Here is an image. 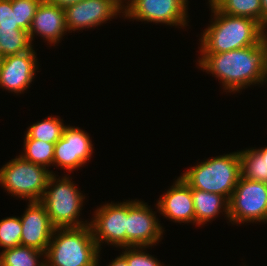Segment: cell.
Masks as SVG:
<instances>
[{"label":"cell","mask_w":267,"mask_h":266,"mask_svg":"<svg viewBox=\"0 0 267 266\" xmlns=\"http://www.w3.org/2000/svg\"><path fill=\"white\" fill-rule=\"evenodd\" d=\"M200 55L199 68L217 77L225 92L235 93L250 85H263L267 69V37L254 46Z\"/></svg>","instance_id":"1"},{"label":"cell","mask_w":267,"mask_h":266,"mask_svg":"<svg viewBox=\"0 0 267 266\" xmlns=\"http://www.w3.org/2000/svg\"><path fill=\"white\" fill-rule=\"evenodd\" d=\"M209 4L213 18L199 39L201 54L223 53L254 46L267 37V30L259 22L221 13L211 2Z\"/></svg>","instance_id":"2"},{"label":"cell","mask_w":267,"mask_h":266,"mask_svg":"<svg viewBox=\"0 0 267 266\" xmlns=\"http://www.w3.org/2000/svg\"><path fill=\"white\" fill-rule=\"evenodd\" d=\"M99 253L89 224L55 228L45 252V266H99Z\"/></svg>","instance_id":"3"},{"label":"cell","mask_w":267,"mask_h":266,"mask_svg":"<svg viewBox=\"0 0 267 266\" xmlns=\"http://www.w3.org/2000/svg\"><path fill=\"white\" fill-rule=\"evenodd\" d=\"M204 161L190 167L180 177L191 188L220 194L229 201L241 177L239 151Z\"/></svg>","instance_id":"4"},{"label":"cell","mask_w":267,"mask_h":266,"mask_svg":"<svg viewBox=\"0 0 267 266\" xmlns=\"http://www.w3.org/2000/svg\"><path fill=\"white\" fill-rule=\"evenodd\" d=\"M69 176L60 179L55 173L49 176L47 186L40 202L49 215L51 224L55 228L82 227L88 221L79 220L85 195L77 188ZM87 222V223H85Z\"/></svg>","instance_id":"5"},{"label":"cell","mask_w":267,"mask_h":266,"mask_svg":"<svg viewBox=\"0 0 267 266\" xmlns=\"http://www.w3.org/2000/svg\"><path fill=\"white\" fill-rule=\"evenodd\" d=\"M51 174L54 172L19 155L0 168V185L15 197L40 201Z\"/></svg>","instance_id":"6"},{"label":"cell","mask_w":267,"mask_h":266,"mask_svg":"<svg viewBox=\"0 0 267 266\" xmlns=\"http://www.w3.org/2000/svg\"><path fill=\"white\" fill-rule=\"evenodd\" d=\"M229 222H267V183L240 177L229 201Z\"/></svg>","instance_id":"7"},{"label":"cell","mask_w":267,"mask_h":266,"mask_svg":"<svg viewBox=\"0 0 267 266\" xmlns=\"http://www.w3.org/2000/svg\"><path fill=\"white\" fill-rule=\"evenodd\" d=\"M188 0H130L124 6V18L136 21L188 26Z\"/></svg>","instance_id":"8"},{"label":"cell","mask_w":267,"mask_h":266,"mask_svg":"<svg viewBox=\"0 0 267 266\" xmlns=\"http://www.w3.org/2000/svg\"><path fill=\"white\" fill-rule=\"evenodd\" d=\"M89 222L93 238L101 251V243L115 247H126L127 200L126 202L106 203L95 210Z\"/></svg>","instance_id":"9"},{"label":"cell","mask_w":267,"mask_h":266,"mask_svg":"<svg viewBox=\"0 0 267 266\" xmlns=\"http://www.w3.org/2000/svg\"><path fill=\"white\" fill-rule=\"evenodd\" d=\"M153 209L144 201H127L126 247L156 245L164 230Z\"/></svg>","instance_id":"10"},{"label":"cell","mask_w":267,"mask_h":266,"mask_svg":"<svg viewBox=\"0 0 267 266\" xmlns=\"http://www.w3.org/2000/svg\"><path fill=\"white\" fill-rule=\"evenodd\" d=\"M93 144L87 132L67 125L62 137L55 143L53 165L69 172L83 167L91 159Z\"/></svg>","instance_id":"11"},{"label":"cell","mask_w":267,"mask_h":266,"mask_svg":"<svg viewBox=\"0 0 267 266\" xmlns=\"http://www.w3.org/2000/svg\"><path fill=\"white\" fill-rule=\"evenodd\" d=\"M67 31L93 28L124 14L117 0H82L64 9Z\"/></svg>","instance_id":"12"},{"label":"cell","mask_w":267,"mask_h":266,"mask_svg":"<svg viewBox=\"0 0 267 266\" xmlns=\"http://www.w3.org/2000/svg\"><path fill=\"white\" fill-rule=\"evenodd\" d=\"M23 215L21 245L46 252L55 227L51 224L49 215L40 201L28 202Z\"/></svg>","instance_id":"13"},{"label":"cell","mask_w":267,"mask_h":266,"mask_svg":"<svg viewBox=\"0 0 267 266\" xmlns=\"http://www.w3.org/2000/svg\"><path fill=\"white\" fill-rule=\"evenodd\" d=\"M38 61L34 49L3 58L0 67V87L14 93H23L35 77Z\"/></svg>","instance_id":"14"},{"label":"cell","mask_w":267,"mask_h":266,"mask_svg":"<svg viewBox=\"0 0 267 266\" xmlns=\"http://www.w3.org/2000/svg\"><path fill=\"white\" fill-rule=\"evenodd\" d=\"M156 204L160 215L166 219L178 223L196 224L192 188L181 177L175 180Z\"/></svg>","instance_id":"15"},{"label":"cell","mask_w":267,"mask_h":266,"mask_svg":"<svg viewBox=\"0 0 267 266\" xmlns=\"http://www.w3.org/2000/svg\"><path fill=\"white\" fill-rule=\"evenodd\" d=\"M28 32L31 42L36 33L48 41L47 43L55 46L68 32L64 9L51 4L48 0H43L37 8Z\"/></svg>","instance_id":"16"},{"label":"cell","mask_w":267,"mask_h":266,"mask_svg":"<svg viewBox=\"0 0 267 266\" xmlns=\"http://www.w3.org/2000/svg\"><path fill=\"white\" fill-rule=\"evenodd\" d=\"M192 198L195 209L196 225L207 224L206 222L218 217L220 212H225V216L229 220V204L224 196L192 188Z\"/></svg>","instance_id":"17"},{"label":"cell","mask_w":267,"mask_h":266,"mask_svg":"<svg viewBox=\"0 0 267 266\" xmlns=\"http://www.w3.org/2000/svg\"><path fill=\"white\" fill-rule=\"evenodd\" d=\"M29 32L20 27H0V53L3 57L31 50Z\"/></svg>","instance_id":"18"},{"label":"cell","mask_w":267,"mask_h":266,"mask_svg":"<svg viewBox=\"0 0 267 266\" xmlns=\"http://www.w3.org/2000/svg\"><path fill=\"white\" fill-rule=\"evenodd\" d=\"M211 3L224 14L247 17L263 26L261 0H212Z\"/></svg>","instance_id":"19"},{"label":"cell","mask_w":267,"mask_h":266,"mask_svg":"<svg viewBox=\"0 0 267 266\" xmlns=\"http://www.w3.org/2000/svg\"><path fill=\"white\" fill-rule=\"evenodd\" d=\"M0 256L4 266H45L44 259L42 262L38 260L45 253L28 246L18 245L2 250Z\"/></svg>","instance_id":"20"},{"label":"cell","mask_w":267,"mask_h":266,"mask_svg":"<svg viewBox=\"0 0 267 266\" xmlns=\"http://www.w3.org/2000/svg\"><path fill=\"white\" fill-rule=\"evenodd\" d=\"M63 119L58 117L48 116L45 120L37 121L27 128L25 138H32L48 143H56L63 134L64 125Z\"/></svg>","instance_id":"21"},{"label":"cell","mask_w":267,"mask_h":266,"mask_svg":"<svg viewBox=\"0 0 267 266\" xmlns=\"http://www.w3.org/2000/svg\"><path fill=\"white\" fill-rule=\"evenodd\" d=\"M55 143H48L37 139H24V153L20 156L34 164L47 166L53 165Z\"/></svg>","instance_id":"22"},{"label":"cell","mask_w":267,"mask_h":266,"mask_svg":"<svg viewBox=\"0 0 267 266\" xmlns=\"http://www.w3.org/2000/svg\"><path fill=\"white\" fill-rule=\"evenodd\" d=\"M241 177L266 183L265 159L254 149L239 151Z\"/></svg>","instance_id":"23"},{"label":"cell","mask_w":267,"mask_h":266,"mask_svg":"<svg viewBox=\"0 0 267 266\" xmlns=\"http://www.w3.org/2000/svg\"><path fill=\"white\" fill-rule=\"evenodd\" d=\"M22 225L20 217L0 220V247L4 250L21 245Z\"/></svg>","instance_id":"24"},{"label":"cell","mask_w":267,"mask_h":266,"mask_svg":"<svg viewBox=\"0 0 267 266\" xmlns=\"http://www.w3.org/2000/svg\"><path fill=\"white\" fill-rule=\"evenodd\" d=\"M12 6H16L18 26L29 31L37 8L43 0H11Z\"/></svg>","instance_id":"25"},{"label":"cell","mask_w":267,"mask_h":266,"mask_svg":"<svg viewBox=\"0 0 267 266\" xmlns=\"http://www.w3.org/2000/svg\"><path fill=\"white\" fill-rule=\"evenodd\" d=\"M124 250L121 255L130 266H165L154 256L145 253V247H125Z\"/></svg>","instance_id":"26"},{"label":"cell","mask_w":267,"mask_h":266,"mask_svg":"<svg viewBox=\"0 0 267 266\" xmlns=\"http://www.w3.org/2000/svg\"><path fill=\"white\" fill-rule=\"evenodd\" d=\"M0 27H19L16 6H12L11 0H0Z\"/></svg>","instance_id":"27"},{"label":"cell","mask_w":267,"mask_h":266,"mask_svg":"<svg viewBox=\"0 0 267 266\" xmlns=\"http://www.w3.org/2000/svg\"><path fill=\"white\" fill-rule=\"evenodd\" d=\"M48 1L53 5L65 9L66 7L71 6L82 0H48Z\"/></svg>","instance_id":"28"},{"label":"cell","mask_w":267,"mask_h":266,"mask_svg":"<svg viewBox=\"0 0 267 266\" xmlns=\"http://www.w3.org/2000/svg\"><path fill=\"white\" fill-rule=\"evenodd\" d=\"M107 266H130L127 260L122 256L116 257L112 262L109 263Z\"/></svg>","instance_id":"29"},{"label":"cell","mask_w":267,"mask_h":266,"mask_svg":"<svg viewBox=\"0 0 267 266\" xmlns=\"http://www.w3.org/2000/svg\"><path fill=\"white\" fill-rule=\"evenodd\" d=\"M263 11V28H267V0H261Z\"/></svg>","instance_id":"30"},{"label":"cell","mask_w":267,"mask_h":266,"mask_svg":"<svg viewBox=\"0 0 267 266\" xmlns=\"http://www.w3.org/2000/svg\"><path fill=\"white\" fill-rule=\"evenodd\" d=\"M264 159H265V166H266V183H267V146L262 147L261 149H255Z\"/></svg>","instance_id":"31"},{"label":"cell","mask_w":267,"mask_h":266,"mask_svg":"<svg viewBox=\"0 0 267 266\" xmlns=\"http://www.w3.org/2000/svg\"><path fill=\"white\" fill-rule=\"evenodd\" d=\"M122 6H125L123 3L124 1L126 2L127 0H117ZM130 0H128L125 4H127Z\"/></svg>","instance_id":"32"},{"label":"cell","mask_w":267,"mask_h":266,"mask_svg":"<svg viewBox=\"0 0 267 266\" xmlns=\"http://www.w3.org/2000/svg\"><path fill=\"white\" fill-rule=\"evenodd\" d=\"M267 81V69L264 72V79H263V83Z\"/></svg>","instance_id":"33"},{"label":"cell","mask_w":267,"mask_h":266,"mask_svg":"<svg viewBox=\"0 0 267 266\" xmlns=\"http://www.w3.org/2000/svg\"><path fill=\"white\" fill-rule=\"evenodd\" d=\"M3 56L1 55V53H0V67H1V65H2V61H3Z\"/></svg>","instance_id":"34"},{"label":"cell","mask_w":267,"mask_h":266,"mask_svg":"<svg viewBox=\"0 0 267 266\" xmlns=\"http://www.w3.org/2000/svg\"><path fill=\"white\" fill-rule=\"evenodd\" d=\"M0 266H4L3 263H2L1 256H0Z\"/></svg>","instance_id":"35"}]
</instances>
